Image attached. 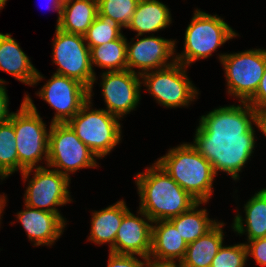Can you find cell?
<instances>
[{"instance_id": "cb8c5ba5", "label": "cell", "mask_w": 266, "mask_h": 267, "mask_svg": "<svg viewBox=\"0 0 266 267\" xmlns=\"http://www.w3.org/2000/svg\"><path fill=\"white\" fill-rule=\"evenodd\" d=\"M203 203L206 204L197 202L188 211L170 219L187 243L196 241L218 223L208 217L207 209H197Z\"/></svg>"}, {"instance_id": "1f68e13d", "label": "cell", "mask_w": 266, "mask_h": 267, "mask_svg": "<svg viewBox=\"0 0 266 267\" xmlns=\"http://www.w3.org/2000/svg\"><path fill=\"white\" fill-rule=\"evenodd\" d=\"M248 256L255 259V263L266 267V237L246 242Z\"/></svg>"}, {"instance_id": "4fadbf2b", "label": "cell", "mask_w": 266, "mask_h": 267, "mask_svg": "<svg viewBox=\"0 0 266 267\" xmlns=\"http://www.w3.org/2000/svg\"><path fill=\"white\" fill-rule=\"evenodd\" d=\"M136 37V42L132 40V43L127 42V70L135 72L134 68H138L137 73L142 75L148 71L166 68L176 62L173 56L175 40L155 37L154 34L141 39L139 35ZM171 56L173 60H169Z\"/></svg>"}, {"instance_id": "52a82bcc", "label": "cell", "mask_w": 266, "mask_h": 267, "mask_svg": "<svg viewBox=\"0 0 266 267\" xmlns=\"http://www.w3.org/2000/svg\"><path fill=\"white\" fill-rule=\"evenodd\" d=\"M82 35L67 33L56 27L53 39V63L58 65L56 74L73 78L89 89L92 99L96 74L91 66L90 49Z\"/></svg>"}, {"instance_id": "6da1fadb", "label": "cell", "mask_w": 266, "mask_h": 267, "mask_svg": "<svg viewBox=\"0 0 266 267\" xmlns=\"http://www.w3.org/2000/svg\"><path fill=\"white\" fill-rule=\"evenodd\" d=\"M161 168L196 201L208 202L214 176L226 172L236 181V137L227 122H216L210 113L202 115L193 143L169 149L156 161Z\"/></svg>"}, {"instance_id": "d6986e66", "label": "cell", "mask_w": 266, "mask_h": 267, "mask_svg": "<svg viewBox=\"0 0 266 267\" xmlns=\"http://www.w3.org/2000/svg\"><path fill=\"white\" fill-rule=\"evenodd\" d=\"M129 208L120 200L100 211L92 212L91 230L88 240L102 245L109 243L110 252L114 253V242L125 212Z\"/></svg>"}, {"instance_id": "9a60e30c", "label": "cell", "mask_w": 266, "mask_h": 267, "mask_svg": "<svg viewBox=\"0 0 266 267\" xmlns=\"http://www.w3.org/2000/svg\"><path fill=\"white\" fill-rule=\"evenodd\" d=\"M233 127L236 137V164L237 170L248 162L255 147V130L253 124L266 137V109L261 110H238L228 121Z\"/></svg>"}, {"instance_id": "ffe728a7", "label": "cell", "mask_w": 266, "mask_h": 267, "mask_svg": "<svg viewBox=\"0 0 266 267\" xmlns=\"http://www.w3.org/2000/svg\"><path fill=\"white\" fill-rule=\"evenodd\" d=\"M97 15V0H64L57 28L84 36Z\"/></svg>"}, {"instance_id": "e0dca14e", "label": "cell", "mask_w": 266, "mask_h": 267, "mask_svg": "<svg viewBox=\"0 0 266 267\" xmlns=\"http://www.w3.org/2000/svg\"><path fill=\"white\" fill-rule=\"evenodd\" d=\"M31 63L11 34L0 33V70L11 74L24 84L33 86L44 77Z\"/></svg>"}, {"instance_id": "8d00e7d4", "label": "cell", "mask_w": 266, "mask_h": 267, "mask_svg": "<svg viewBox=\"0 0 266 267\" xmlns=\"http://www.w3.org/2000/svg\"><path fill=\"white\" fill-rule=\"evenodd\" d=\"M8 0H0V10L3 9Z\"/></svg>"}, {"instance_id": "f546056e", "label": "cell", "mask_w": 266, "mask_h": 267, "mask_svg": "<svg viewBox=\"0 0 266 267\" xmlns=\"http://www.w3.org/2000/svg\"><path fill=\"white\" fill-rule=\"evenodd\" d=\"M266 109V66L255 94L239 110Z\"/></svg>"}, {"instance_id": "7c38bea8", "label": "cell", "mask_w": 266, "mask_h": 267, "mask_svg": "<svg viewBox=\"0 0 266 267\" xmlns=\"http://www.w3.org/2000/svg\"><path fill=\"white\" fill-rule=\"evenodd\" d=\"M101 87L106 110L121 119L134 110L140 101L141 81L137 72L105 71L101 75Z\"/></svg>"}, {"instance_id": "277c9868", "label": "cell", "mask_w": 266, "mask_h": 267, "mask_svg": "<svg viewBox=\"0 0 266 267\" xmlns=\"http://www.w3.org/2000/svg\"><path fill=\"white\" fill-rule=\"evenodd\" d=\"M9 120L13 123L19 170L44 167L39 166L41 160L48 162L49 132L42 121L33 100L25 95L17 113L11 112Z\"/></svg>"}, {"instance_id": "30bf717a", "label": "cell", "mask_w": 266, "mask_h": 267, "mask_svg": "<svg viewBox=\"0 0 266 267\" xmlns=\"http://www.w3.org/2000/svg\"><path fill=\"white\" fill-rule=\"evenodd\" d=\"M46 167L30 168L21 173L26 182L34 170L33 177L29 179L25 190L24 204L39 210L56 213L66 223L65 218L56 207L64 206V204L72 201L68 189L71 179L57 170Z\"/></svg>"}, {"instance_id": "4316f807", "label": "cell", "mask_w": 266, "mask_h": 267, "mask_svg": "<svg viewBox=\"0 0 266 267\" xmlns=\"http://www.w3.org/2000/svg\"><path fill=\"white\" fill-rule=\"evenodd\" d=\"M98 15L127 28L136 10L139 0H97Z\"/></svg>"}, {"instance_id": "83f0119b", "label": "cell", "mask_w": 266, "mask_h": 267, "mask_svg": "<svg viewBox=\"0 0 266 267\" xmlns=\"http://www.w3.org/2000/svg\"><path fill=\"white\" fill-rule=\"evenodd\" d=\"M121 30L122 27L115 22L97 15L84 35L85 42L89 49H91L92 47L120 38L123 35Z\"/></svg>"}, {"instance_id": "4dcf8cb0", "label": "cell", "mask_w": 266, "mask_h": 267, "mask_svg": "<svg viewBox=\"0 0 266 267\" xmlns=\"http://www.w3.org/2000/svg\"><path fill=\"white\" fill-rule=\"evenodd\" d=\"M149 258L143 257L138 260L136 255L114 254L109 252L107 267H146Z\"/></svg>"}, {"instance_id": "836d02e7", "label": "cell", "mask_w": 266, "mask_h": 267, "mask_svg": "<svg viewBox=\"0 0 266 267\" xmlns=\"http://www.w3.org/2000/svg\"><path fill=\"white\" fill-rule=\"evenodd\" d=\"M146 267H181V264L176 262H158L148 259Z\"/></svg>"}, {"instance_id": "9c48e42d", "label": "cell", "mask_w": 266, "mask_h": 267, "mask_svg": "<svg viewBox=\"0 0 266 267\" xmlns=\"http://www.w3.org/2000/svg\"><path fill=\"white\" fill-rule=\"evenodd\" d=\"M186 68L175 62L166 68L145 72L140 75L141 84L166 108L188 107L200 93L190 81Z\"/></svg>"}, {"instance_id": "d6a6232c", "label": "cell", "mask_w": 266, "mask_h": 267, "mask_svg": "<svg viewBox=\"0 0 266 267\" xmlns=\"http://www.w3.org/2000/svg\"><path fill=\"white\" fill-rule=\"evenodd\" d=\"M4 85L5 83L0 82V124L9 120L11 115L8 109L9 98Z\"/></svg>"}, {"instance_id": "7a4b0ae2", "label": "cell", "mask_w": 266, "mask_h": 267, "mask_svg": "<svg viewBox=\"0 0 266 267\" xmlns=\"http://www.w3.org/2000/svg\"><path fill=\"white\" fill-rule=\"evenodd\" d=\"M145 171L135 176L140 196L139 209L153 222L177 217L198 202L157 162L147 167Z\"/></svg>"}, {"instance_id": "7402d4cb", "label": "cell", "mask_w": 266, "mask_h": 267, "mask_svg": "<svg viewBox=\"0 0 266 267\" xmlns=\"http://www.w3.org/2000/svg\"><path fill=\"white\" fill-rule=\"evenodd\" d=\"M224 223L219 222L196 241L188 243L181 267H211L212 260L223 245Z\"/></svg>"}, {"instance_id": "d590c367", "label": "cell", "mask_w": 266, "mask_h": 267, "mask_svg": "<svg viewBox=\"0 0 266 267\" xmlns=\"http://www.w3.org/2000/svg\"><path fill=\"white\" fill-rule=\"evenodd\" d=\"M6 201H7L6 196L4 194L3 195L0 194V220L2 219L1 214L4 210V207L6 206Z\"/></svg>"}, {"instance_id": "3957f363", "label": "cell", "mask_w": 266, "mask_h": 267, "mask_svg": "<svg viewBox=\"0 0 266 267\" xmlns=\"http://www.w3.org/2000/svg\"><path fill=\"white\" fill-rule=\"evenodd\" d=\"M227 92L239 99L240 105L218 107L209 113L216 122H227L256 92L266 66V49H250L221 54Z\"/></svg>"}, {"instance_id": "484cf974", "label": "cell", "mask_w": 266, "mask_h": 267, "mask_svg": "<svg viewBox=\"0 0 266 267\" xmlns=\"http://www.w3.org/2000/svg\"><path fill=\"white\" fill-rule=\"evenodd\" d=\"M16 136L13 123L0 124V179L3 180L19 170Z\"/></svg>"}, {"instance_id": "ac0fdd59", "label": "cell", "mask_w": 266, "mask_h": 267, "mask_svg": "<svg viewBox=\"0 0 266 267\" xmlns=\"http://www.w3.org/2000/svg\"><path fill=\"white\" fill-rule=\"evenodd\" d=\"M153 223L155 225H152V247L149 259L180 263L185 257L188 243L170 220Z\"/></svg>"}, {"instance_id": "8fae6325", "label": "cell", "mask_w": 266, "mask_h": 267, "mask_svg": "<svg viewBox=\"0 0 266 267\" xmlns=\"http://www.w3.org/2000/svg\"><path fill=\"white\" fill-rule=\"evenodd\" d=\"M37 96L55 109L53 123H67L89 100V89L79 81L53 73Z\"/></svg>"}, {"instance_id": "5b68a950", "label": "cell", "mask_w": 266, "mask_h": 267, "mask_svg": "<svg viewBox=\"0 0 266 267\" xmlns=\"http://www.w3.org/2000/svg\"><path fill=\"white\" fill-rule=\"evenodd\" d=\"M185 31L184 51L175 56L176 62L188 67L199 59L212 56V52L238 34L223 18L197 9Z\"/></svg>"}, {"instance_id": "f1b7e54d", "label": "cell", "mask_w": 266, "mask_h": 267, "mask_svg": "<svg viewBox=\"0 0 266 267\" xmlns=\"http://www.w3.org/2000/svg\"><path fill=\"white\" fill-rule=\"evenodd\" d=\"M248 253L245 243L233 246L222 245L214 259L211 267H245Z\"/></svg>"}, {"instance_id": "d4e9b609", "label": "cell", "mask_w": 266, "mask_h": 267, "mask_svg": "<svg viewBox=\"0 0 266 267\" xmlns=\"http://www.w3.org/2000/svg\"><path fill=\"white\" fill-rule=\"evenodd\" d=\"M91 66L106 68L108 72L127 70V38H120L92 47L90 49Z\"/></svg>"}, {"instance_id": "603a6c76", "label": "cell", "mask_w": 266, "mask_h": 267, "mask_svg": "<svg viewBox=\"0 0 266 267\" xmlns=\"http://www.w3.org/2000/svg\"><path fill=\"white\" fill-rule=\"evenodd\" d=\"M168 6L159 0H139L133 18L127 29L138 32L136 35L143 36L162 30L172 22Z\"/></svg>"}, {"instance_id": "e575fe53", "label": "cell", "mask_w": 266, "mask_h": 267, "mask_svg": "<svg viewBox=\"0 0 266 267\" xmlns=\"http://www.w3.org/2000/svg\"><path fill=\"white\" fill-rule=\"evenodd\" d=\"M63 1L64 0H50V6H52V9L57 11V13H58V19H57L56 27L58 26L59 21H60V14H61L62 6H63ZM48 4H49V2H48Z\"/></svg>"}, {"instance_id": "8992f818", "label": "cell", "mask_w": 266, "mask_h": 267, "mask_svg": "<svg viewBox=\"0 0 266 267\" xmlns=\"http://www.w3.org/2000/svg\"><path fill=\"white\" fill-rule=\"evenodd\" d=\"M91 105L88 100L67 124L96 158H102L121 141V124L118 117Z\"/></svg>"}, {"instance_id": "2e32d148", "label": "cell", "mask_w": 266, "mask_h": 267, "mask_svg": "<svg viewBox=\"0 0 266 267\" xmlns=\"http://www.w3.org/2000/svg\"><path fill=\"white\" fill-rule=\"evenodd\" d=\"M17 219L34 246H52L63 234L65 223L56 213L25 205V210L17 213Z\"/></svg>"}, {"instance_id": "5bb4252c", "label": "cell", "mask_w": 266, "mask_h": 267, "mask_svg": "<svg viewBox=\"0 0 266 267\" xmlns=\"http://www.w3.org/2000/svg\"><path fill=\"white\" fill-rule=\"evenodd\" d=\"M138 217L128 209L122 219L114 242V254L150 257L153 221L140 209ZM149 222V223H148Z\"/></svg>"}, {"instance_id": "44dd1931", "label": "cell", "mask_w": 266, "mask_h": 267, "mask_svg": "<svg viewBox=\"0 0 266 267\" xmlns=\"http://www.w3.org/2000/svg\"><path fill=\"white\" fill-rule=\"evenodd\" d=\"M244 211L245 219L240 213H237L234 217V223L232 224L234 232L239 235L246 232L247 241L266 237V188L255 193L244 204Z\"/></svg>"}, {"instance_id": "ba28073f", "label": "cell", "mask_w": 266, "mask_h": 267, "mask_svg": "<svg viewBox=\"0 0 266 267\" xmlns=\"http://www.w3.org/2000/svg\"><path fill=\"white\" fill-rule=\"evenodd\" d=\"M49 127L48 167L70 178V173L81 168L98 166L96 156L67 123H50Z\"/></svg>"}]
</instances>
